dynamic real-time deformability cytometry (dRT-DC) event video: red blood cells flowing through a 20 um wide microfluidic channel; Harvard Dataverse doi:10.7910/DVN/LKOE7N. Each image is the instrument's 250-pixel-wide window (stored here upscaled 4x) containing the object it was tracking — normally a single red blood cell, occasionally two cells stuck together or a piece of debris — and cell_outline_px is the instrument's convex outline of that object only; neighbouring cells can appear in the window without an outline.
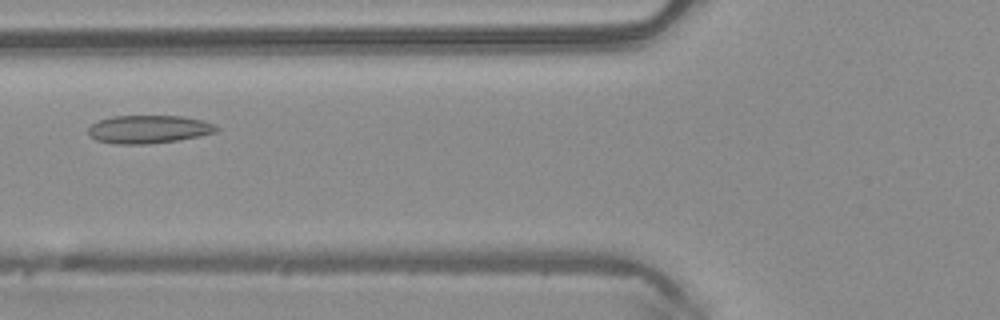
{"species": "common noctule bat (a hibernating species)", "species_latin": "Nyctalus noctula", "temperature_condition": "warm", "stored_images_in_passage": 42, "camera_frame_rate_fps": 3000, "um_per_image_px": 0.085, "animal": {"sex": "male", "body_mass_g": 20.4}, "frame": {"image": 1, "passage_image": 12, "time_ms": 3.667, "image_size_px": [1000, 320], "cell_outline_px": [[220, 128], [216, 132], [200, 136], [176, 140], [148, 144], [112, 144], [96, 140], [88, 132], [88, 128], [92, 124], [100, 120], [112, 116], [180, 116], [200, 120], [212, 124]], "centroid_in_image_um": [12.61, 10.99], "position_along_channel_um": 113.2, "area_um2": 20.81}}
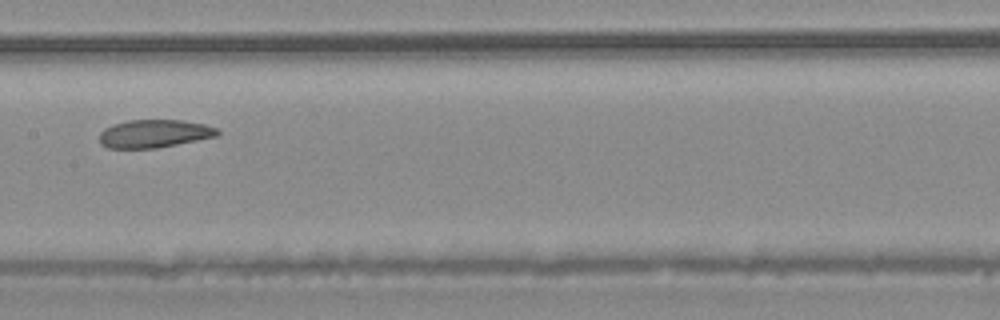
{"frame": {"image": 2, "passage_image": 18, "time_ms": 5.667, "image_size_px": [1000, 320], "cell_outline_px": [[220, 132], [216, 136], [156, 148], [108, 148], [100, 144], [100, 132], [104, 128], [112, 124], [128, 120], [184, 120], [204, 124], [216, 128]], "centroid_in_image_um": [13.07, 11.35], "position_along_channel_um": 194.3, "area_um2": 19.19}}
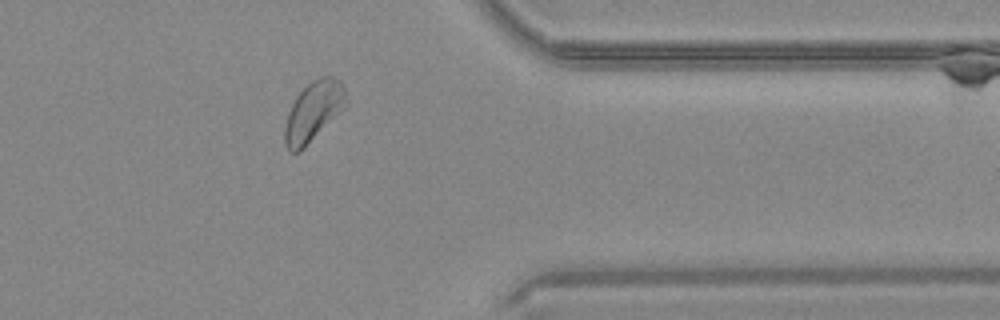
{"frame": {"image": 3, "passage_image": 33, "time_ms": 10.667, "image_size_px": [1000, 320], "cell_outline_px": [[348, 104], [300, 152], [288, 152], [284, 144], [284, 128], [288, 112], [296, 96], [312, 80], [320, 76], [332, 76], [340, 80], [344, 88], [348, 100]], "centroid_in_image_um": [26.63, 9.47], "position_along_channel_um": 384.8, "area_um2": 21.44}, "authors_computed_cell_mechanics": {"area_um2": 21.1259, "velocity_mm_per_s": 4.0568, "shape_relaxation_time_tau1_ms": 5.3667, "shape_relaxation_time_tau2_ms": 4.2259, "deformation_change_tau1": 0.1108, "deformation_change_tau2": 0.0777}}